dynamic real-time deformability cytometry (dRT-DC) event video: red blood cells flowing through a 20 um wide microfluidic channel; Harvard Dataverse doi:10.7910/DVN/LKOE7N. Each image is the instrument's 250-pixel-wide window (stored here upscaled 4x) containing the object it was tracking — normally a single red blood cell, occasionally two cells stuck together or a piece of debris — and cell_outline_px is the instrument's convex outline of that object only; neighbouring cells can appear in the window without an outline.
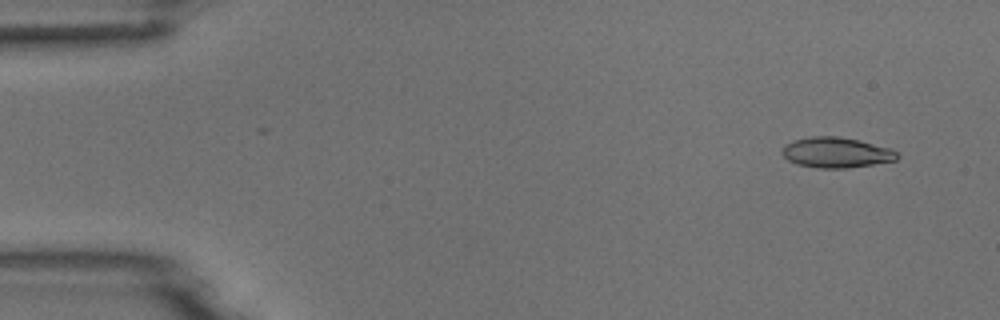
{"species": "common noctule bat (a hibernating species)", "species_latin": "Nyctalus noctula", "temperature_condition": "room temperature", "stored_images_in_passage": 8, "camera_frame_rate_fps": 3000, "um_per_image_px": 0.085, "animal": {"sex": "male", "body_mass_g": 18.8}, "frame": {"image": 1, "passage_image": 1, "time_ms": 0.0, "image_size_px": [1000, 320], "cell_outline_px": [[900, 156], [896, 160], [848, 168], [816, 168], [796, 164], [788, 160], [780, 152], [784, 144], [792, 140], [808, 136], [836, 136], [856, 140], [892, 148], [900, 152]], "centroid_in_image_um": [71.06, 12.96], "position_along_channel_um": 13.9, "area_um2": 20.63}}
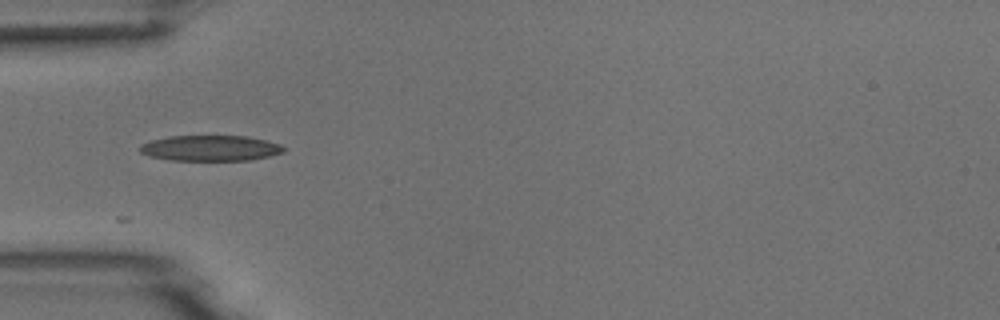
{"frame": {"image": 2, "passage_image": 4, "time_ms": 4.333, "image_size_px": [1000, 320], "cell_outline_px": [[284, 152], [268, 156], [248, 160], [172, 160], [148, 156], [140, 152], [140, 144], [152, 140], [168, 136], [244, 136], [264, 140], [280, 144], [284, 148]], "centroid_in_image_um": [17.84, 12.59], "position_along_channel_um": 67.2, "area_um2": 21.27}}